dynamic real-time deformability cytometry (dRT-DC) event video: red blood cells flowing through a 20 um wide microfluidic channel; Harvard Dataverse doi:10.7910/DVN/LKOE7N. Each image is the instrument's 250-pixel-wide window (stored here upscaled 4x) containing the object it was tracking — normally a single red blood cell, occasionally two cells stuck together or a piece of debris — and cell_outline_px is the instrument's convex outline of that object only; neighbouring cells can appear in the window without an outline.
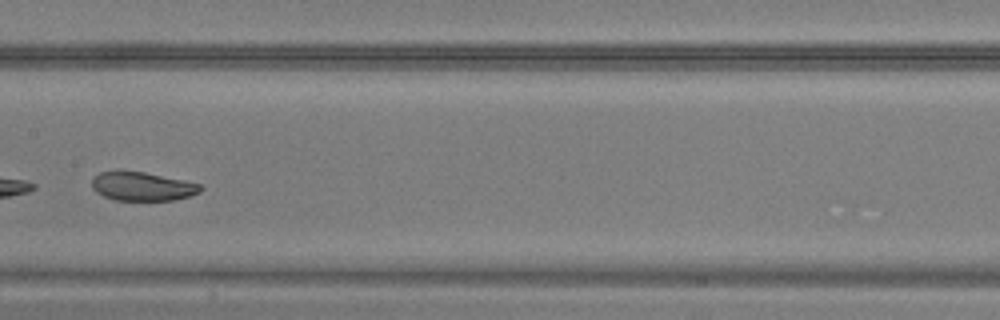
{"species": "common noctule bat (a hibernating species)", "species_latin": "Nyctalus noctula", "temperature_condition": "warm", "stored_images_in_passage": 42, "camera_frame_rate_fps": 3000, "um_per_image_px": 0.085, "animal": {"sex": "male", "body_mass_g": 20.5, "forearm_length_mm": 52.5}, "frame": {"image": 1, "passage_image": 23, "time_ms": 7.333, "image_size_px": [1000, 320], "cell_outline_px": [[204, 188], [200, 192], [176, 200], [116, 200], [104, 196], [96, 192], [92, 188], [92, 180], [100, 172], [120, 168], [144, 172], [184, 180], [200, 184]], "centroid_in_image_um": [12.07, 15.81], "position_along_channel_um": 195.3, "area_um2": 18.55}}